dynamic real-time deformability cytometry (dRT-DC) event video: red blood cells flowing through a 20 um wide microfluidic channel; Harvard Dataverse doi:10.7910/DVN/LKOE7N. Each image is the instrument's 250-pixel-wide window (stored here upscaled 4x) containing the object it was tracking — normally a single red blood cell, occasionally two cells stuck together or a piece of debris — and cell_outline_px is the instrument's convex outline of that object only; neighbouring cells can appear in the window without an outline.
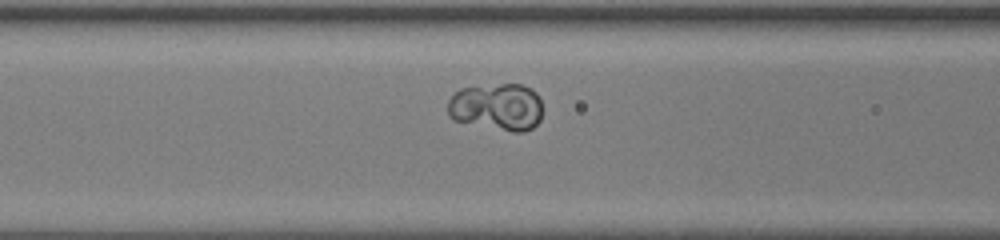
{"species": "human", "species_latin": "Homo sapiens", "temperature_condition": "room temperature", "stored_images_in_passage": 32, "camera_frame_rate_fps": 3000, "um_per_image_px": 0.085, "donor": {"sex": "female"}, "frame": {"image": 1, "passage_image": 6, "time_ms": 1.667, "image_size_px": [1000, 240], "cell_outline_px": [[540, 120], [532, 128], [524, 132], [512, 132], [452, 120], [448, 116], [448, 100], [460, 88], [500, 84], [520, 84], [536, 92], [540, 100]], "centroid_in_image_um": [42.21, 9.1], "position_along_channel_um": 124.4, "area_um2": 26.07}}
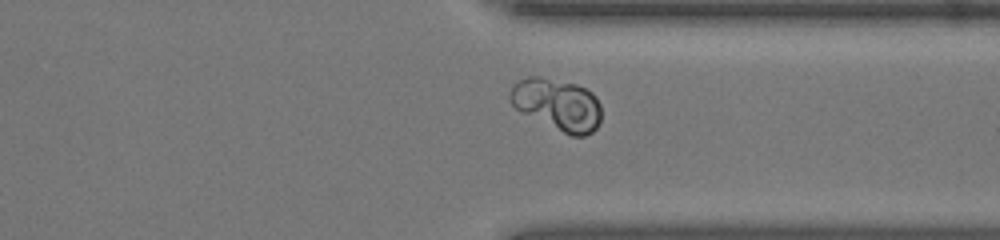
{"frame": {"image": 2, "passage_image": 22, "time_ms": 7.0, "image_size_px": [1000, 240], "cell_outline_px": [[600, 124], [592, 132], [584, 136], [572, 136], [516, 108], [512, 104], [508, 96], [512, 84], [528, 76], [540, 76], [576, 84], [592, 92], [596, 96], [600, 104]], "centroid_in_image_um": [47.39, 8.85], "position_along_channel_um": 364.0, "area_um2": 27.22}}
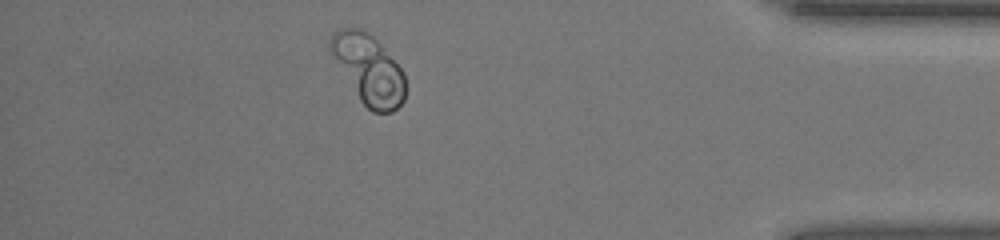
{"frame": {"image": 3, "passage_image": 27, "time_ms": 8.667, "image_size_px": [1000, 240], "cell_outline_px": [[404, 100], [392, 112], [372, 112], [360, 100], [332, 56], [328, 48], [328, 40], [332, 32], [340, 28], [356, 28], [372, 36], [380, 44], [404, 72]], "centroid_in_image_um": [31.29, 5.88], "position_along_channel_um": 403.9, "area_um2": 29.77}}